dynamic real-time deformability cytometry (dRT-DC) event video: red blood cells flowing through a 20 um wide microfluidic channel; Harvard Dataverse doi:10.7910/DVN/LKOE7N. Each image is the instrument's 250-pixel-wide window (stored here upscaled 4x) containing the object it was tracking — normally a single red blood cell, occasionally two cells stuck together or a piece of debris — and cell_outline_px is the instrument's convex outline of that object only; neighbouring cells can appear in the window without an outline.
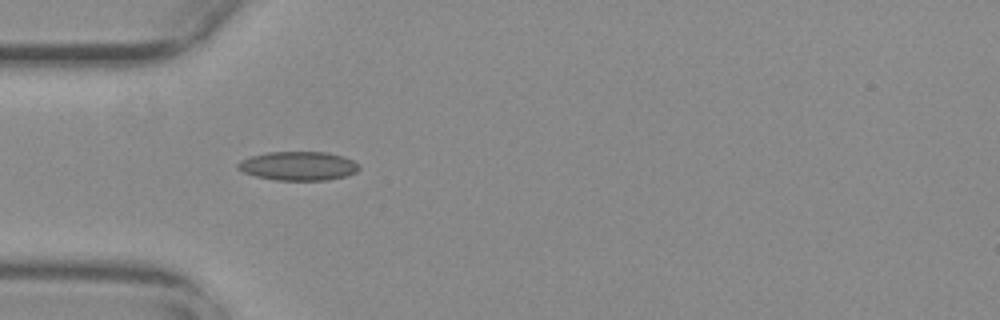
{"species": "common noctule bat (a hibernating species)", "species_latin": "Nyctalus noctula", "temperature_condition": "warm", "stored_images_in_passage": 54, "camera_frame_rate_fps": 3000, "um_per_image_px": 0.085, "animal": {"sex": "female", "body_mass_g": 29.2, "forearm_length_mm": 56.3}, "frame": {"image": 1, "passage_image": 16, "time_ms": 5.0, "image_size_px": [1000, 320], "cell_outline_px": [[360, 168], [356, 172], [344, 176], [328, 180], [276, 180], [256, 176], [244, 172], [236, 168], [236, 164], [240, 160], [252, 156], [268, 152], [328, 152], [344, 156], [360, 164]], "centroid_in_image_um": [25.37, 14.1], "position_along_channel_um": 59.6, "area_um2": 20.46}}
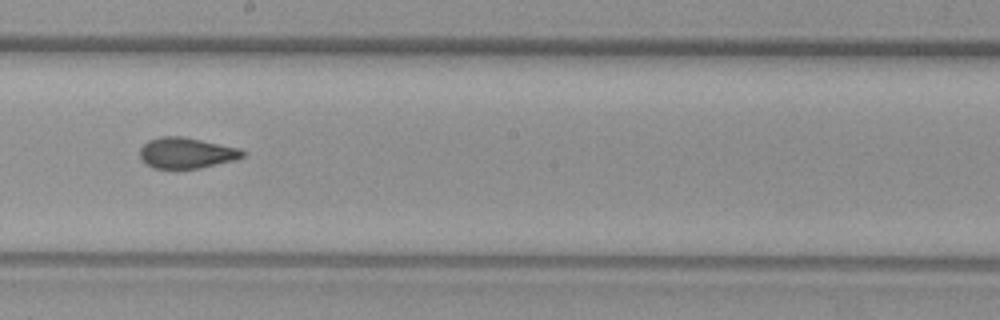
{"frame": {"image": 2, "passage_image": 30, "time_ms": 9.667, "image_size_px": [1000, 320], "cell_outline_px": [[244, 156], [236, 160], [200, 168], [152, 168], [144, 164], [140, 160], [140, 148], [148, 140], [160, 136], [184, 136], [240, 148], [244, 152]], "centroid_in_image_um": [15.82, 13.0], "position_along_channel_um": 232.4, "area_um2": 18.67}}
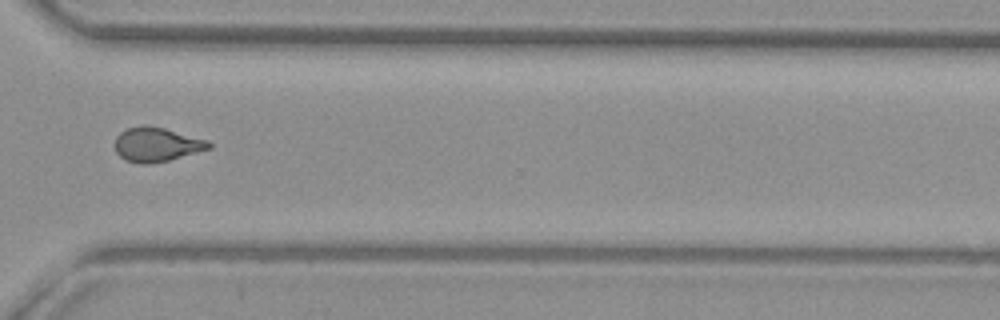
{"frame": {"image": 3, "passage_image": 40, "time_ms": 13.0, "image_size_px": [1000, 320], "cell_outline_px": [[212, 148], [168, 160], [148, 164], [140, 164], [124, 160], [116, 152], [116, 136], [120, 132], [128, 128], [144, 124], [164, 128], [208, 140], [212, 144]], "centroid_in_image_um": [13.31, 12.28], "position_along_channel_um": 357.3, "area_um2": 18.73}, "authors_computed_cell_mechanics": {"area_um2": 18.6983, "velocity_mm_per_s": 3.7536, "shape_relaxation_time_tau1_ms": null, "shape_relaxation_time_tau2_ms": 1.9332, "deformation_change_tau1": null, "deformation_change_tau2": 0.0678}}